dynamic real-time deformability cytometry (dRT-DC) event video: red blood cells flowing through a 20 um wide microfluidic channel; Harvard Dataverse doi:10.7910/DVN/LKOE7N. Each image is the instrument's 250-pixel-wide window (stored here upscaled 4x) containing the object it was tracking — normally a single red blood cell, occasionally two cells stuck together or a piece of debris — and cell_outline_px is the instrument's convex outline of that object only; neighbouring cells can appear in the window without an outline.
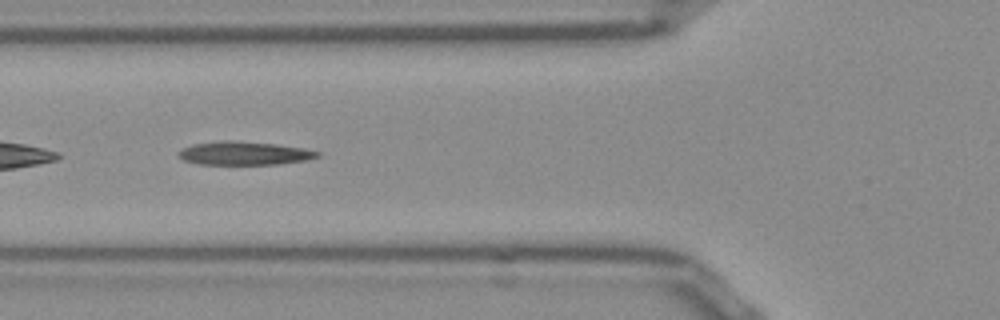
{"species": "Egyptian fruit bat (a non-hibernating species)", "species_latin": "Rousettus aegyptiacus", "temperature_condition": "room temperature", "stored_images_in_passage": 38, "camera_frame_rate_fps": 3000, "um_per_image_px": 0.085, "frame": {"image": 1, "passage_image": 6, "time_ms": 1.667, "image_size_px": [1000, 320], "cell_outline_px": [[320, 156], [308, 160], [280, 164], [200, 164], [184, 160], [176, 152], [192, 144], [224, 140], [232, 140], [276, 144], [304, 148], [320, 152]], "centroid_in_image_um": [20.79, 13.02], "position_along_channel_um": 105.0, "area_um2": 18.96}}
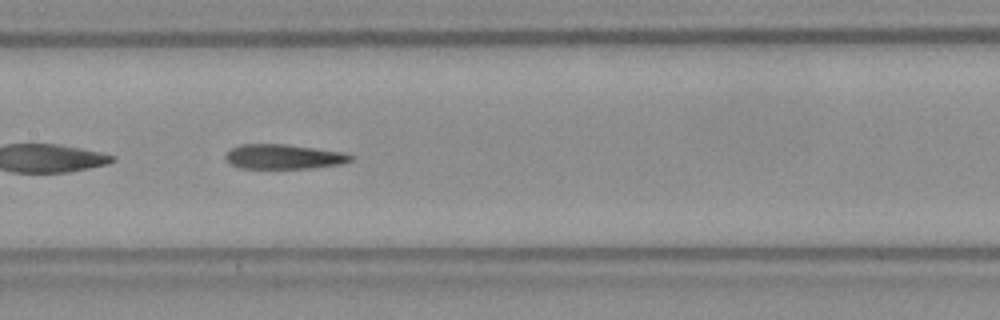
{"frame": {"image": 2, "passage_image": 12, "time_ms": 3.667, "image_size_px": [1000, 320], "cell_outline_px": [[356, 156], [352, 160], [340, 164], [308, 168], [240, 168], [232, 164], [224, 156], [232, 148], [244, 144], [284, 144], [344, 152]], "centroid_in_image_um": [24.15, 13.31], "position_along_channel_um": 183.2, "area_um2": 17.8}, "authors_computed_cell_mechanics": {"area_um2": 18.8139, "velocity_mm_per_s": 3.8848, "shape_relaxation_time_tau1_ms": null, "shape_relaxation_time_tau2_ms": 8.6947, "deformation_change_tau1": null, "deformation_change_tau2": 0.2302}}